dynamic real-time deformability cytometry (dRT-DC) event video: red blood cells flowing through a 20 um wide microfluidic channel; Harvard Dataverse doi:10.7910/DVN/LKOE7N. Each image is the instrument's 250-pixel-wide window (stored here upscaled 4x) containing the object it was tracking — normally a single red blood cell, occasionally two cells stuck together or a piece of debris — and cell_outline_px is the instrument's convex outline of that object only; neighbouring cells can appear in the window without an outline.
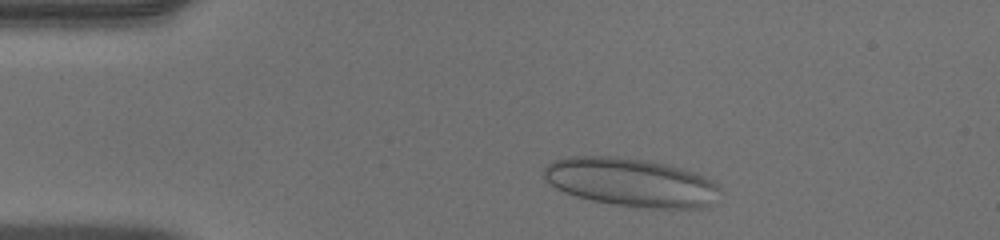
{"species": "human", "species_latin": "Homo sapiens", "temperature_condition": "warm", "stored_images_in_passage": 45, "camera_frame_rate_fps": 3000, "um_per_image_px": 0.085, "donor": {"sex": "male"}, "frame": {"image": 1, "passage_image": 4, "time_ms": 1.0, "image_size_px": [1000, 240], "cell_outline_px": [[724, 192], [708, 204], [700, 208], [648, 208], [612, 204], [592, 200], [576, 196], [564, 192], [556, 188], [544, 180], [544, 168], [552, 160], [568, 156], [616, 156], [648, 160], [696, 172], [712, 180]], "centroid_in_image_um": [53.62, 15.49], "position_along_channel_um": 31.4, "area_um2": 49.94}}
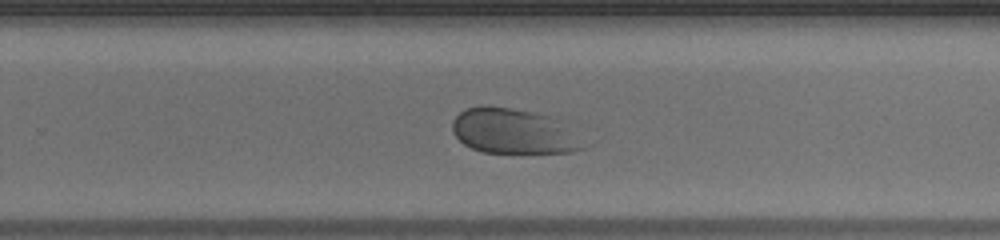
{"frame": {"image": 2, "passage_image": 27, "time_ms": 8.667, "image_size_px": [1000, 240], "cell_outline_px": [[584, 148], [572, 152], [484, 152], [472, 148], [464, 144], [452, 132], [452, 120], [464, 108], [480, 104], [488, 104], [512, 108], [552, 116], [560, 120]], "centroid_in_image_um": [43.52, 11.11], "position_along_channel_um": 286.3, "area_um2": 34.1}}
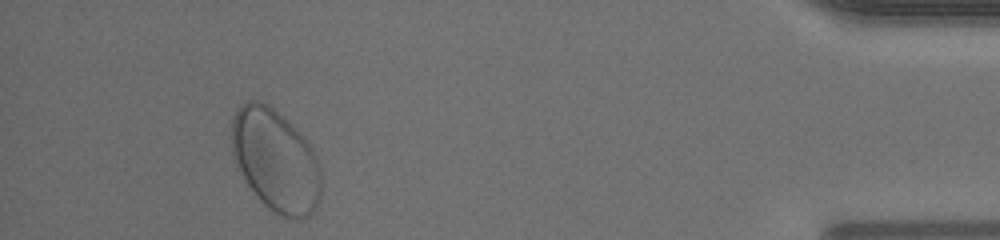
{"frame": {"image": 3, "passage_image": 41, "time_ms": 13.333, "image_size_px": [1000, 240], "cell_outline_px": [[320, 196], [312, 212], [308, 216], [300, 220], [292, 220], [268, 208], [256, 196], [244, 180], [232, 152], [232, 116], [240, 104], [248, 100], [260, 100], [268, 104], [284, 116], [308, 140], [316, 156], [320, 168]], "centroid_in_image_um": [23.42, 13.61], "position_along_channel_um": 411.8, "area_um2": 53.64}}